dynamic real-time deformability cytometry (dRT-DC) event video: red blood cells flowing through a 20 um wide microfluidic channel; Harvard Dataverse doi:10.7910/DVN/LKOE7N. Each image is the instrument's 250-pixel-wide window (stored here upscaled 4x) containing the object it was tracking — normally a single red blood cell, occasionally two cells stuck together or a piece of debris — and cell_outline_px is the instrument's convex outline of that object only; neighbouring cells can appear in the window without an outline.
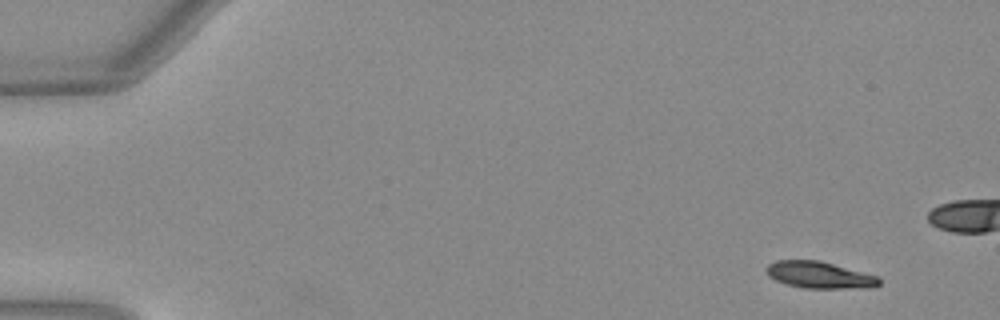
{"species": "Egyptian fruit bat (a non-hibernating species)", "species_latin": "Rousettus aegyptiacus", "temperature_condition": "warm", "stored_images_in_passage": 49, "camera_frame_rate_fps": 3000, "um_per_image_px": 0.085, "animal": {"sex": "female"}, "frame": {"image": 1, "passage_image": 1, "time_ms": 0.0, "image_size_px": [1000, 320], "cell_outline_px": [[880, 284], [872, 288], [804, 288], [788, 284], [776, 280], [768, 276], [764, 272], [764, 268], [768, 264], [776, 260], [820, 260], [880, 276]], "centroid_in_image_um": [69.67, 23.36], "position_along_channel_um": 15.3, "area_um2": 17.86}}
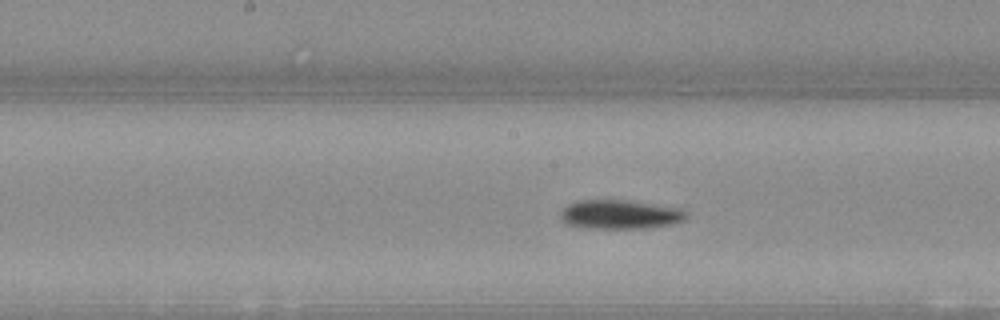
{"frame": {"image": 2, "passage_image": 24, "time_ms": 7.667, "image_size_px": [1000, 320], "cell_outline_px": [[684, 216], [680, 220], [668, 224], [644, 228], [580, 228], [564, 224], [560, 220], [560, 212], [568, 204], [580, 200], [624, 200], [680, 208], [684, 212]], "centroid_in_image_um": [52.54, 18.23], "position_along_channel_um": 195.7, "area_um2": 20.98}}
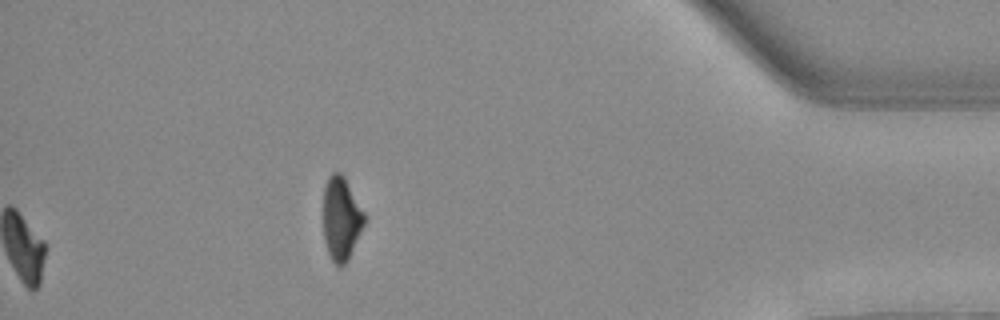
{"frame": {"image": 3, "passage_image": 49, "time_ms": 16.0, "image_size_px": [1000, 320], "cell_outline_px": [[368, 220], [348, 260], [344, 264], [336, 264], [332, 260], [328, 252], [324, 240], [324, 184], [328, 176], [332, 172], [340, 172], [344, 176], [364, 212]], "centroid_in_image_um": [29.03, 18.56], "position_along_channel_um": 406.2, "area_um2": 20.11}, "authors_computed_cell_mechanics": {"area_um2": 19.652, "velocity_mm_per_s": 4.0188, "shape_relaxation_time_tau1_ms": 3.6994, "shape_relaxation_time_tau2_ms": null, "deformation_change_tau1": 0.164, "deformation_change_tau2": null}}